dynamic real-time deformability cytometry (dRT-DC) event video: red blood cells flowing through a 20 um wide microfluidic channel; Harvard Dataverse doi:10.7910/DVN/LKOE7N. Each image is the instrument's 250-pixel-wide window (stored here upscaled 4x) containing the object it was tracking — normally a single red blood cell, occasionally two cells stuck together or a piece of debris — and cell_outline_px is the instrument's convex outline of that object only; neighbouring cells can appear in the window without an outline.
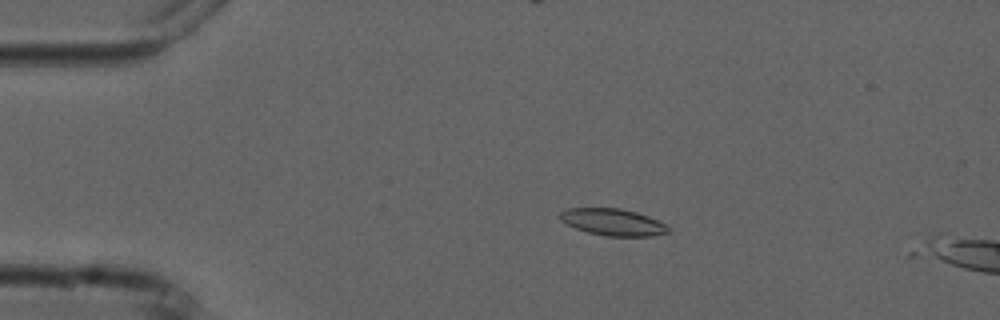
{"species": "common noctule bat (a hibernating species)", "species_latin": "Nyctalus noctula", "temperature_condition": "cold", "stored_images_in_passage": 6, "camera_frame_rate_fps": 3000, "um_per_image_px": 0.085, "animal": {"sex": "male", "forearm_length_mm": 52.5}, "frame": {"image": 1, "passage_image": 4, "time_ms": 3.333, "image_size_px": [1000, 320], "cell_outline_px": [[672, 232], [652, 236], [604, 236], [588, 232], [576, 228], [560, 220], [560, 212], [568, 208], [620, 208], [636, 212], [648, 216], [672, 228]], "centroid_in_image_um": [52.13, 18.88], "position_along_channel_um": 32.9, "area_um2": 16.94}}